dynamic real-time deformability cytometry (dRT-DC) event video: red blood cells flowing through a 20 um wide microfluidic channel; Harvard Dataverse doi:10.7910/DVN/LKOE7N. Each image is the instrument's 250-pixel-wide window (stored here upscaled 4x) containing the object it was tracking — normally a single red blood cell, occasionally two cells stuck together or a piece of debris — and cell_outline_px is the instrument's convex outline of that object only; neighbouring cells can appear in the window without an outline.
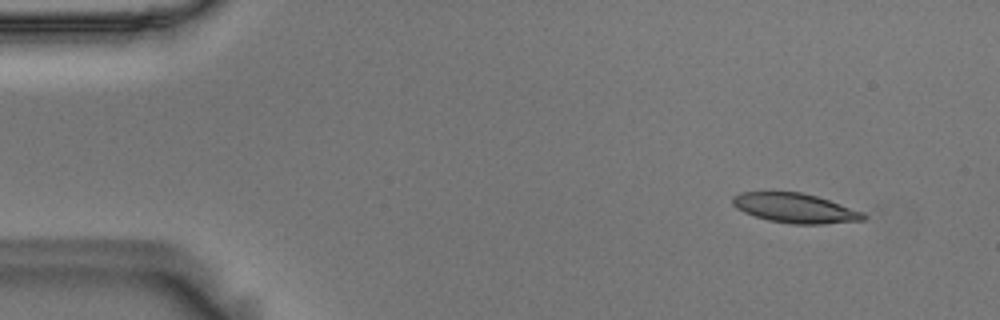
{"species": "Egyptian fruit bat (a non-hibernating species)", "species_latin": "Rousettus aegyptiacus", "temperature_condition": "room temperature", "stored_images_in_passage": 53, "camera_frame_rate_fps": 3000, "um_per_image_px": 0.085, "animal": {"sex": "male"}, "frame": {"image": 1, "passage_image": 5, "time_ms": 1.333, "image_size_px": [1000, 320], "cell_outline_px": [[868, 216], [864, 220], [824, 224], [792, 224], [768, 220], [744, 212], [736, 208], [732, 204], [732, 196], [740, 192], [800, 192], [816, 196], [864, 212]], "centroid_in_image_um": [67.58, 17.69], "position_along_channel_um": 17.4, "area_um2": 22.48}}
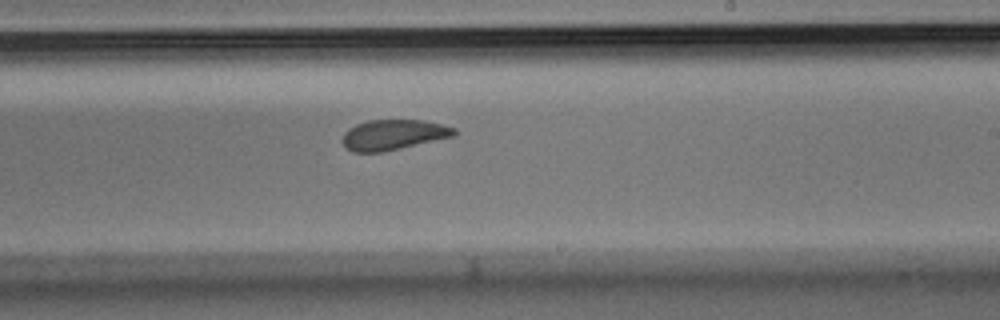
{"frame": {"image": 2, "passage_image": 31, "time_ms": 10.0, "image_size_px": [1000, 320], "cell_outline_px": [[456, 136], [384, 152], [352, 152], [344, 148], [340, 140], [344, 132], [348, 128], [356, 124], [368, 120], [424, 120], [456, 128]], "centroid_in_image_um": [33.4, 11.46], "position_along_channel_um": 255.6, "area_um2": 20.11}}
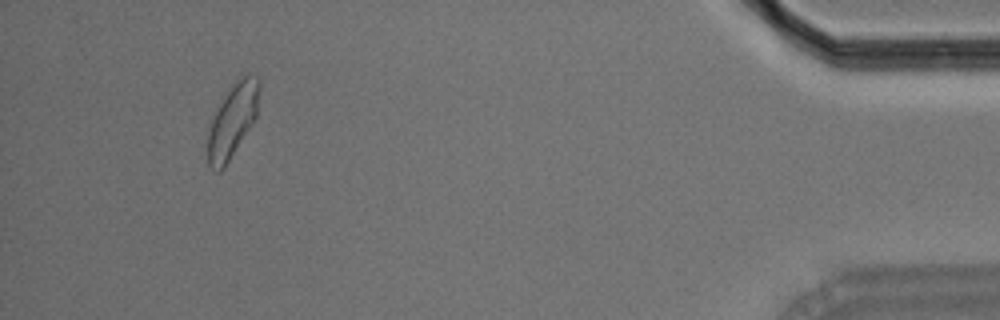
{"frame": {"image": 3, "passage_image": 50, "time_ms": 16.333, "image_size_px": [1000, 320], "cell_outline_px": [[260, 88], [256, 116], [252, 124], [220, 172], [216, 172], [208, 164], [208, 132], [212, 120], [220, 104], [232, 84], [236, 80], [248, 72], [256, 76], [260, 80]], "centroid_in_image_um": [19.79, 10.19], "position_along_channel_um": 415.4, "area_um2": 21.56}, "authors_computed_cell_mechanics": {"area_um2": 21.0392, "velocity_mm_per_s": 3.5779, "shape_relaxation_time_tau1_ms": 7.9, "shape_relaxation_time_tau2_ms": 1.6481, "deformation_change_tau1": 0.1517, "deformation_change_tau2": 0.0584}}